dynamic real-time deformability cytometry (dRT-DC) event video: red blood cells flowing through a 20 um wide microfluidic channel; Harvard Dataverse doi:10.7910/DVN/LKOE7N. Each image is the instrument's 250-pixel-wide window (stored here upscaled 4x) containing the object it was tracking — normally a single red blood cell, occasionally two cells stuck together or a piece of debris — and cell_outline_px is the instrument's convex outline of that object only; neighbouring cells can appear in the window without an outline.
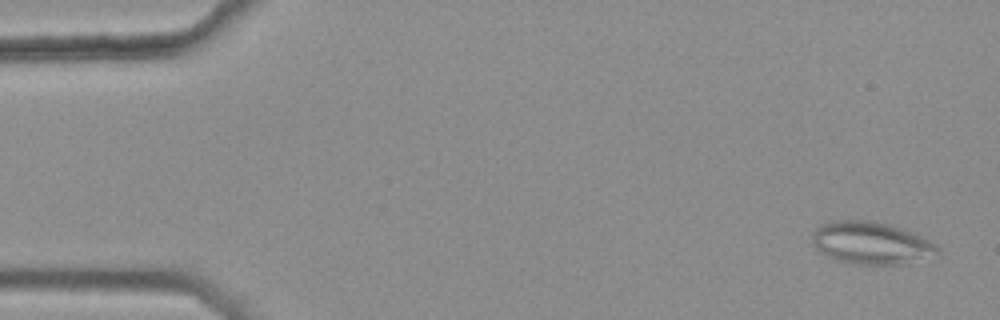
{"species": "common noctule bat (a hibernating species)", "species_latin": "Nyctalus noctula", "temperature_condition": "warm", "stored_images_in_passage": 44, "camera_frame_rate_fps": 3000, "um_per_image_px": 0.085, "animal": {"sex": "female", "body_mass_g": 25.1}, "frame": {"image": 1, "passage_image": 2, "time_ms": 0.333, "image_size_px": [1000, 320], "cell_outline_px": [[940, 252], [896, 264], [848, 264], [828, 256], [820, 252], [812, 244], [812, 232], [820, 224], [832, 220], [868, 220], [888, 224], [912, 232], [936, 244], [940, 248]], "centroid_in_image_um": [73.94, 20.63], "position_along_channel_um": 11.1, "area_um2": 30.52}}
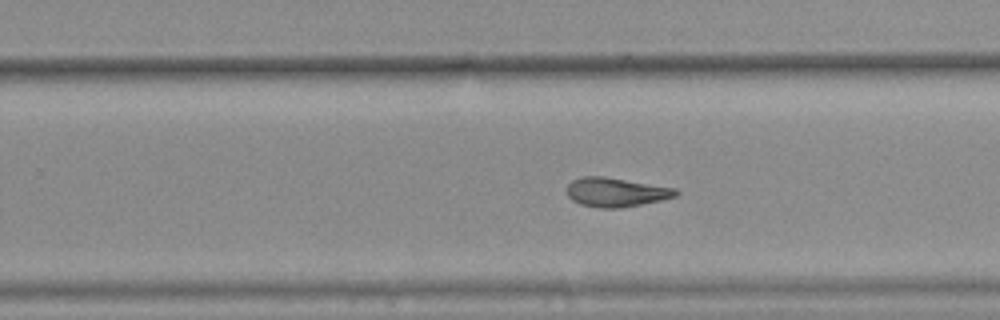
{"frame": {"image": 2, "passage_image": 33, "time_ms": 10.667, "image_size_px": [1000, 320], "cell_outline_px": [[680, 192], [676, 196], [660, 200], [620, 208], [596, 208], [580, 204], [572, 200], [568, 196], [568, 184], [572, 180], [580, 176], [604, 176], [676, 188]], "centroid_in_image_um": [52.34, 16.33], "position_along_channel_um": 277.5, "area_um2": 18.5}}
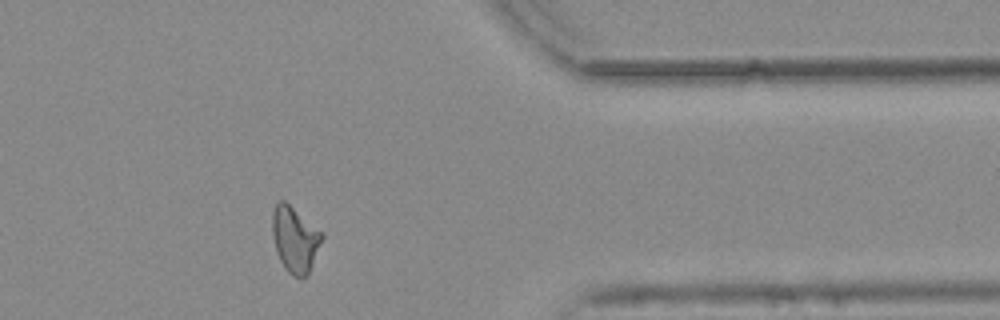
{"frame": {"image": 3, "passage_image": 43, "time_ms": 14.0, "image_size_px": [1000, 320], "cell_outline_px": [[324, 236], [308, 276], [292, 276], [284, 268], [276, 252], [272, 232], [272, 212], [276, 204], [280, 200], [284, 200], [324, 232]], "centroid_in_image_um": [25.08, 20.34], "position_along_channel_um": 386.3, "area_um2": 19.19}, "authors_computed_cell_mechanics": {"area_um2": 19.2763, "velocity_mm_per_s": 3.784, "shape_relaxation_time_tau1_ms": null, "shape_relaxation_time_tau2_ms": 3.1594, "deformation_change_tau1": null, "deformation_change_tau2": 0.1181}}